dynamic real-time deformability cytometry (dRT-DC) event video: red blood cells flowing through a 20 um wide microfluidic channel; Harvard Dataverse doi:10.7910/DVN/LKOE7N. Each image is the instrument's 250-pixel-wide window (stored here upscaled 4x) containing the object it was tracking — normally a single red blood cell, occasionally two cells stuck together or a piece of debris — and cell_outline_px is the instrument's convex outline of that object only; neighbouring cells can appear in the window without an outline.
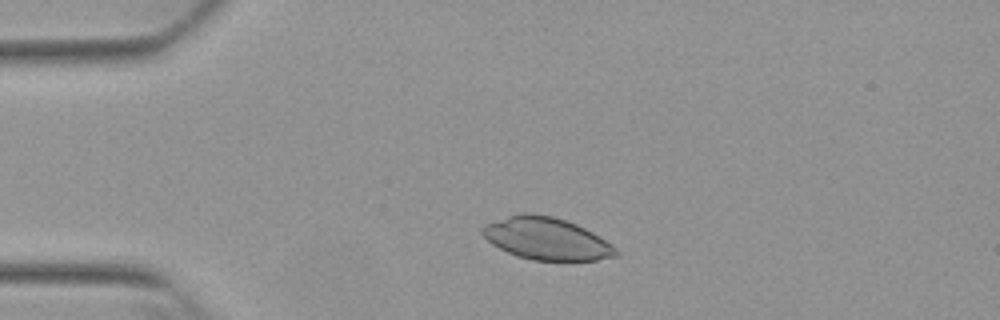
{"species": "Egyptian fruit bat (a non-hibernating species)", "species_latin": "Rousettus aegyptiacus", "temperature_condition": "warm", "stored_images_in_passage": 7, "camera_frame_rate_fps": 3000, "um_per_image_px": 0.085, "animal": {"sex": "female"}, "frame": {"image": 1, "passage_image": 3, "time_ms": 0.667, "image_size_px": [1000, 320], "cell_outline_px": [[604, 244], [600, 256], [592, 260], [540, 260], [524, 256], [512, 252], [496, 244], [492, 240], [520, 216], [544, 216], [560, 220], [572, 224], [588, 232], [600, 240]], "centroid_in_image_um": [46.66, 20.39], "position_along_channel_um": 38.3, "area_um2": 25.49}}